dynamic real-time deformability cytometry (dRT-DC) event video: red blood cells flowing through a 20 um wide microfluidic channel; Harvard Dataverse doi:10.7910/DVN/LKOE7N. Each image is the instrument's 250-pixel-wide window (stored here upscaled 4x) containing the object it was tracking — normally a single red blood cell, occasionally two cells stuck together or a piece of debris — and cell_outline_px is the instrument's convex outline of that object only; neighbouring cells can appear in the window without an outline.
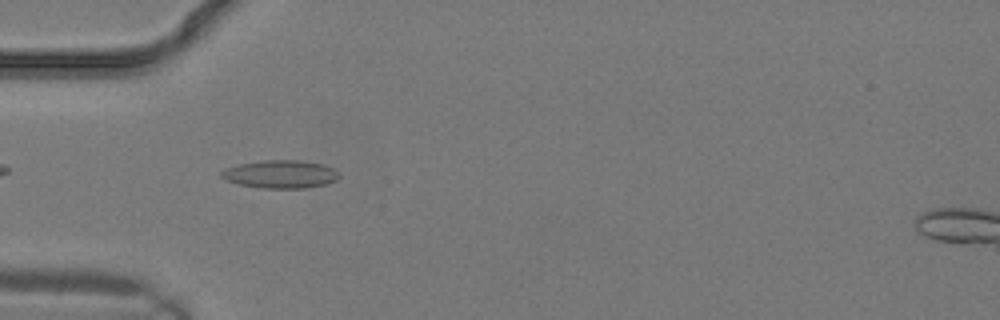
{"species": "common noctule bat (a hibernating species)", "species_latin": "Nyctalus noctula", "temperature_condition": "warm", "stored_images_in_passage": 13, "camera_frame_rate_fps": 3000, "um_per_image_px": 0.085, "animal": {"sex": "male", "body_mass_g": 19.2, "forearm_length_mm": 51.8}, "frame": {"image": 1, "passage_image": 5, "time_ms": 1.333, "image_size_px": [1000, 320], "cell_outline_px": [[340, 176], [336, 180], [324, 184], [308, 188], [260, 188], [240, 184], [224, 180], [220, 176], [220, 172], [228, 168], [240, 164], [264, 160], [296, 160], [324, 164], [332, 168]], "centroid_in_image_um": [23.83, 14.81], "position_along_channel_um": 61.2, "area_um2": 19.07}}
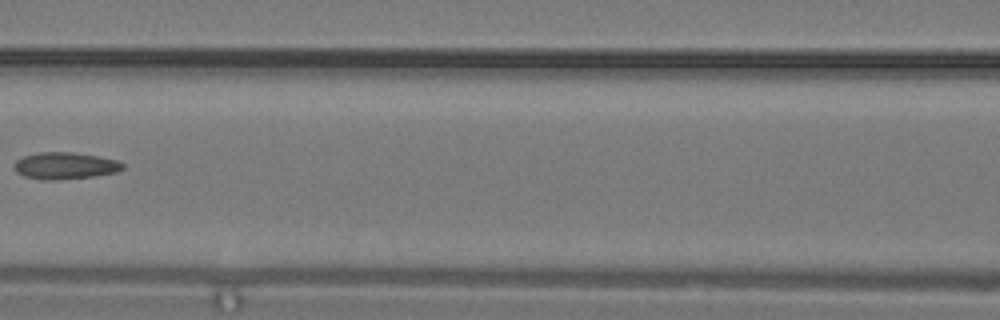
{"frame": {"image": 2, "passage_image": 9, "time_ms": 2.667, "image_size_px": [1000, 320], "cell_outline_px": [[124, 168], [116, 172], [92, 176], [60, 180], [44, 180], [24, 176], [16, 172], [12, 164], [16, 160], [24, 156], [36, 152], [72, 152], [96, 156], [116, 160], [124, 164]], "centroid_in_image_um": [5.48, 14.09], "position_along_channel_um": 161.1, "area_um2": 16.99}}
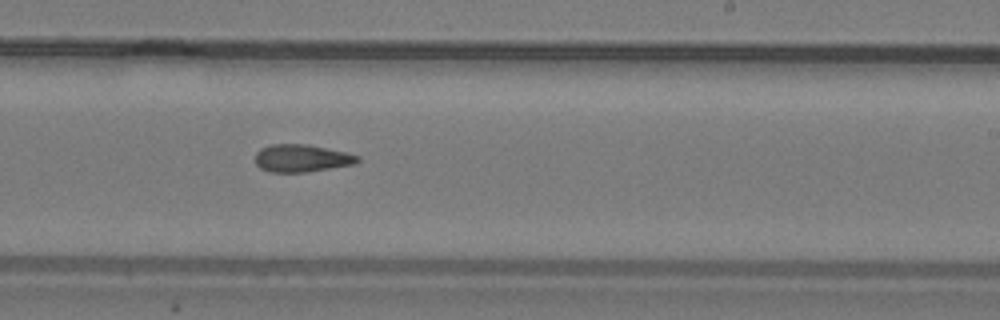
{"frame": {"image": 3, "passage_image": 13, "time_ms": 4.0, "image_size_px": [1000, 320], "cell_outline_px": [[360, 160], [356, 164], [308, 172], [272, 172], [260, 168], [256, 164], [256, 152], [260, 148], [272, 144], [304, 144], [344, 152], [360, 156]], "centroid_in_image_um": [25.64, 13.46], "position_along_channel_um": 263.4, "area_um2": 16.36}}